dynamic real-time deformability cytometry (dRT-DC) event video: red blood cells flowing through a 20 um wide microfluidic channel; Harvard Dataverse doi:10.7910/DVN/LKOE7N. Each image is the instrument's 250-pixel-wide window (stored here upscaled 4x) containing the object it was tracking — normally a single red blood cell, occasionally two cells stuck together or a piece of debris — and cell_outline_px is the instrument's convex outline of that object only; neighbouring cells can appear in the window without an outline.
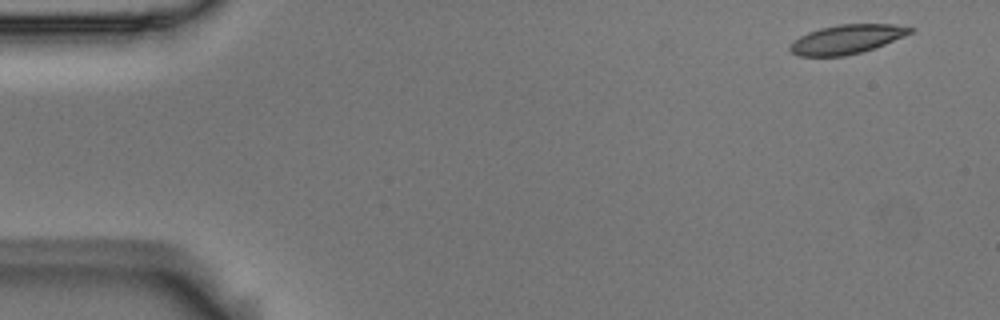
{"species": "Egyptian fruit bat (a non-hibernating species)", "species_latin": "Rousettus aegyptiacus", "temperature_condition": "room temperature", "stored_images_in_passage": 5, "camera_frame_rate_fps": 3000, "um_per_image_px": 0.085, "animal": {"sex": "male"}, "frame": {"image": 1, "passage_image": 1, "time_ms": 0.0, "image_size_px": [1000, 320], "cell_outline_px": [[916, 28], [912, 32], [904, 36], [884, 44], [860, 52], [844, 56], [796, 56], [788, 48], [800, 36], [808, 32], [820, 28], [836, 24], [892, 24]], "centroid_in_image_um": [71.97, 3.33], "position_along_channel_um": 13.0, "area_um2": 20.17}}
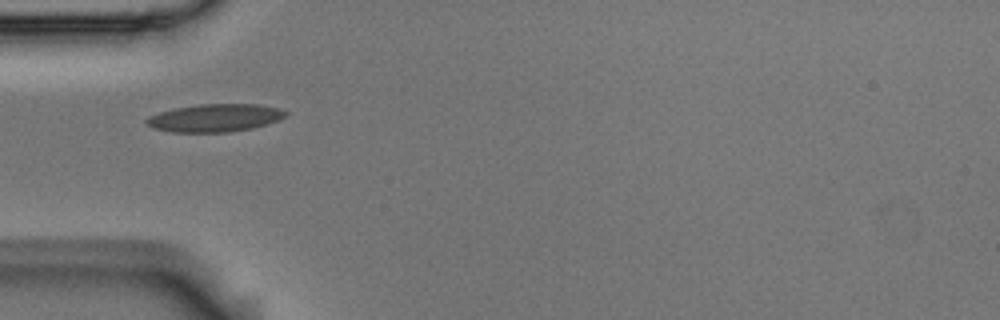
{"frame": {"image": 2, "passage_image": 5, "time_ms": 1.333, "image_size_px": [1000, 320], "cell_outline_px": [[288, 116], [280, 120], [268, 124], [252, 128], [228, 132], [172, 132], [152, 128], [144, 124], [144, 120], [148, 116], [160, 112], [176, 108], [200, 104], [260, 104], [280, 108], [288, 112]], "centroid_in_image_um": [18.29, 10.02], "position_along_channel_um": 66.7, "area_um2": 22.83}}